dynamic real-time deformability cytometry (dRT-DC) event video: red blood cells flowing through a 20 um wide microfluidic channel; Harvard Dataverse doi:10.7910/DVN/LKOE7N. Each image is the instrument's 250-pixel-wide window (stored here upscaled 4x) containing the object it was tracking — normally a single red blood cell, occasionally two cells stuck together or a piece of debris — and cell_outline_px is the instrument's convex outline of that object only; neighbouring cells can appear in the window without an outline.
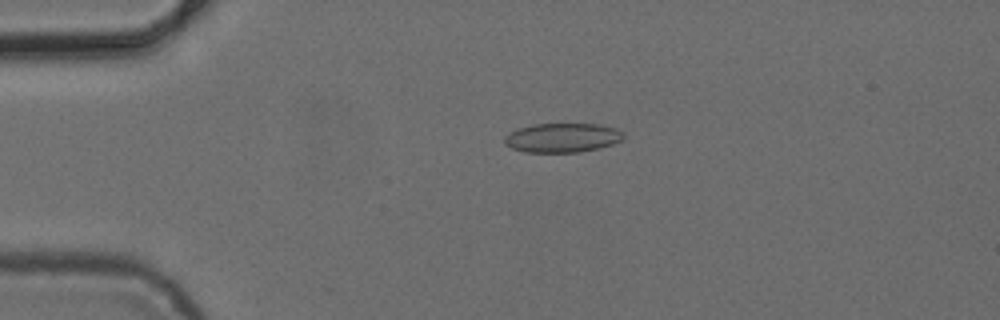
{"species": "common noctule bat (a hibernating species)", "species_latin": "Nyctalus noctula", "temperature_condition": "cold", "stored_images_in_passage": 42, "camera_frame_rate_fps": 3000, "um_per_image_px": 0.085, "animal": {"sex": "female", "body_mass_g": 24.6, "forearm_length_mm": 56.2}, "frame": {"image": 1, "passage_image": 1, "time_ms": 0.0, "image_size_px": [1000, 320], "cell_outline_px": [[624, 136], [620, 140], [612, 144], [600, 148], [580, 152], [524, 152], [512, 148], [504, 144], [504, 136], [520, 128], [532, 124], [600, 124], [616, 128], [624, 132]], "centroid_in_image_um": [47.81, 11.71], "position_along_channel_um": 37.2, "area_um2": 20.29}}
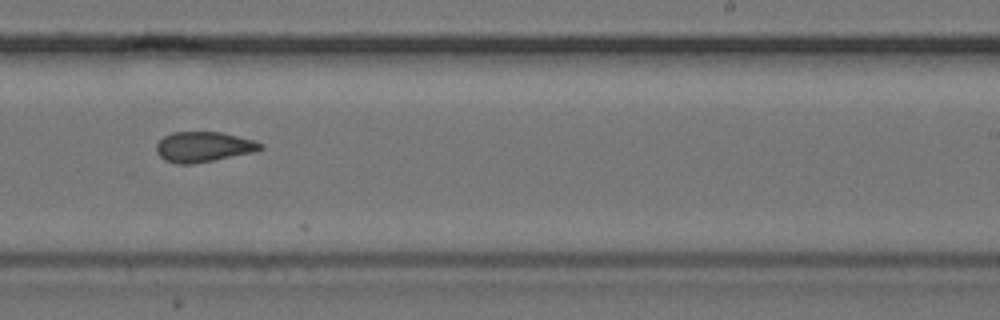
{"frame": {"image": 2, "passage_image": 22, "time_ms": 7.0, "image_size_px": [1000, 320], "cell_outline_px": [[264, 148], [256, 152], [192, 164], [176, 164], [164, 160], [156, 152], [156, 144], [164, 136], [172, 132], [220, 132], [256, 140], [264, 144]], "centroid_in_image_um": [17.33, 12.48], "position_along_channel_um": 271.7, "area_um2": 18.55}}
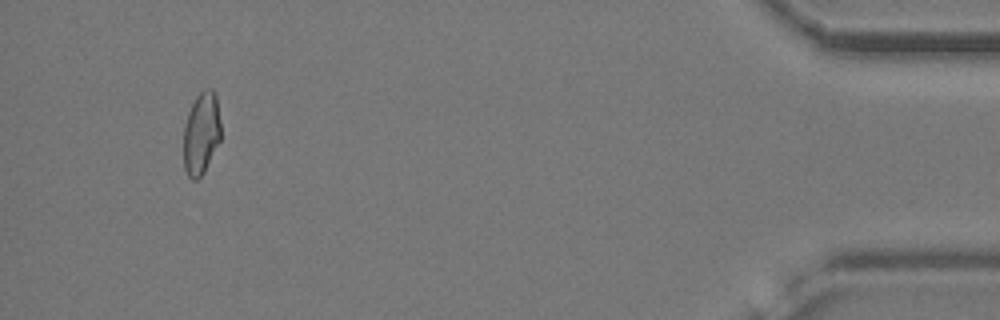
{"frame": {"image": 3, "passage_image": 39, "time_ms": 12.667, "image_size_px": [1000, 320], "cell_outline_px": [[220, 140], [204, 172], [196, 180], [192, 180], [188, 176], [184, 168], [184, 124], [188, 112], [196, 96], [204, 88], [212, 88], [216, 92], [220, 124]], "centroid_in_image_um": [17.11, 11.3], "position_along_channel_um": 418.1, "area_um2": 17.98}, "authors_computed_cell_mechanics": {"area_um2": 18.7272, "velocity_mm_per_s": 3.898, "shape_relaxation_time_tau1_ms": null, "shape_relaxation_time_tau2_ms": 4.6871, "deformation_change_tau1": null, "deformation_change_tau2": 0.1079}}